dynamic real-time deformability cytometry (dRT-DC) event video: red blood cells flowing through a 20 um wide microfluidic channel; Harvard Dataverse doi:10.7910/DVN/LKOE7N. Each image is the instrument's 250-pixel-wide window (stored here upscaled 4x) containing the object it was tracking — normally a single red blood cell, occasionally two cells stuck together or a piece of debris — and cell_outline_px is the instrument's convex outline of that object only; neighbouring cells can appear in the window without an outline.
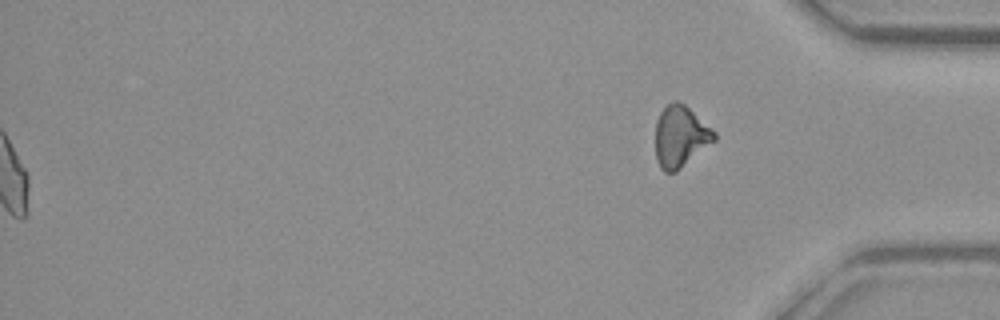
{"species": "common noctule bat (a hibernating species)", "species_latin": "Nyctalus noctula", "temperature_condition": "warm", "stored_images_in_passage": 50, "segment_of_instrument_passage": [2, 2], "camera_frame_rate_fps": 3000, "um_per_image_px": 0.085, "animal": {"sex": "female", "body_mass_g": 29.2, "forearm_length_mm": 56.3}, "frame": {"image": 1, "passage_image": 50, "time_ms": 16.333, "image_size_px": [1000, 320], "cell_outline_px": [[716, 140], [676, 172], [664, 172], [660, 168], [656, 160], [656, 120], [660, 112], [672, 100], [676, 100], [684, 104], [716, 132]], "centroid_in_image_um": [57.83, 11.61], "position_along_channel_um": 377.4, "area_um2": 21.04}}